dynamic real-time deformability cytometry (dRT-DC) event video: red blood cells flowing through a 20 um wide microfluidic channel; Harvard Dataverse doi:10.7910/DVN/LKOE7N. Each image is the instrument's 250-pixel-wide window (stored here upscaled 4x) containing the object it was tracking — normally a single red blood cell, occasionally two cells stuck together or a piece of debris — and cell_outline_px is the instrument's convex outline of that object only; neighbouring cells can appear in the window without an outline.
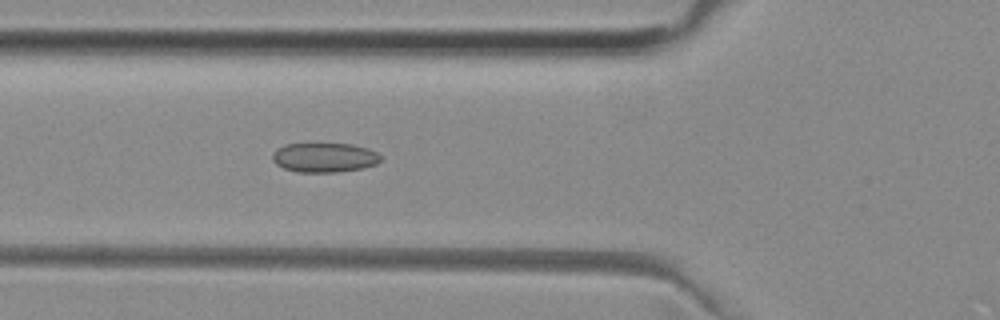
{"species": "common noctule bat (a hibernating species)", "species_latin": "Nyctalus noctula", "temperature_condition": "room temperature", "stored_images_in_passage": 36, "camera_frame_rate_fps": 3000, "um_per_image_px": 0.085, "animal": {"sex": "female", "body_mass_g": 29.2, "forearm_length_mm": 56.3}, "frame": {"image": 1, "passage_image": 3, "time_ms": 0.667, "image_size_px": [1000, 320], "cell_outline_px": [[380, 160], [376, 164], [364, 168], [336, 172], [296, 172], [284, 168], [276, 164], [272, 160], [272, 152], [276, 148], [284, 144], [352, 144], [368, 148], [376, 152], [380, 156]], "centroid_in_image_um": [27.54, 13.39], "position_along_channel_um": 98.3, "area_um2": 18.67}}
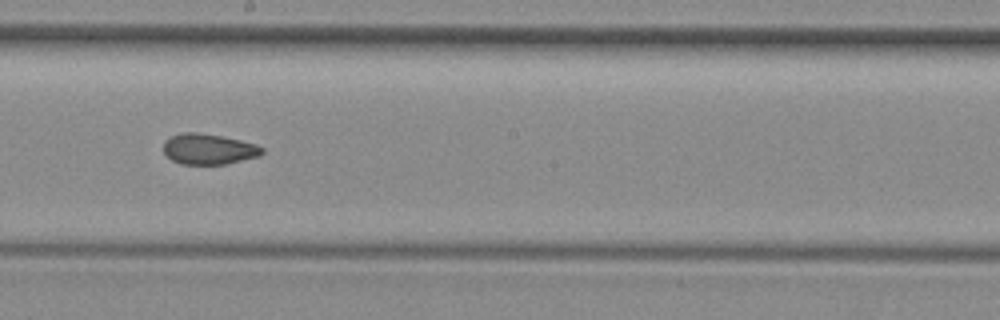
{"frame": {"image": 2, "passage_image": 13, "time_ms": 4.0, "image_size_px": [1000, 320], "cell_outline_px": [[264, 152], [260, 156], [228, 164], [180, 164], [172, 160], [164, 152], [164, 140], [172, 136], [184, 132], [196, 132], [220, 136], [240, 140], [256, 144], [264, 148]], "centroid_in_image_um": [17.76, 12.68], "position_along_channel_um": 230.4, "area_um2": 17.63}}
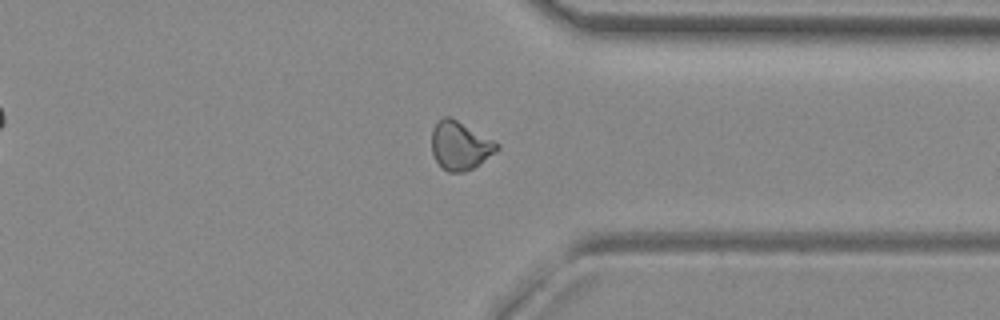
{"frame": {"image": 3, "passage_image": 24, "time_ms": 7.667, "image_size_px": [1000, 320], "cell_outline_px": [[500, 148], [496, 152], [480, 164], [464, 172], [448, 172], [440, 168], [432, 152], [432, 128], [444, 116], [448, 116], [456, 120], [500, 144]], "centroid_in_image_um": [39.1, 12.41], "position_along_channel_um": 372.3, "area_um2": 18.26}}